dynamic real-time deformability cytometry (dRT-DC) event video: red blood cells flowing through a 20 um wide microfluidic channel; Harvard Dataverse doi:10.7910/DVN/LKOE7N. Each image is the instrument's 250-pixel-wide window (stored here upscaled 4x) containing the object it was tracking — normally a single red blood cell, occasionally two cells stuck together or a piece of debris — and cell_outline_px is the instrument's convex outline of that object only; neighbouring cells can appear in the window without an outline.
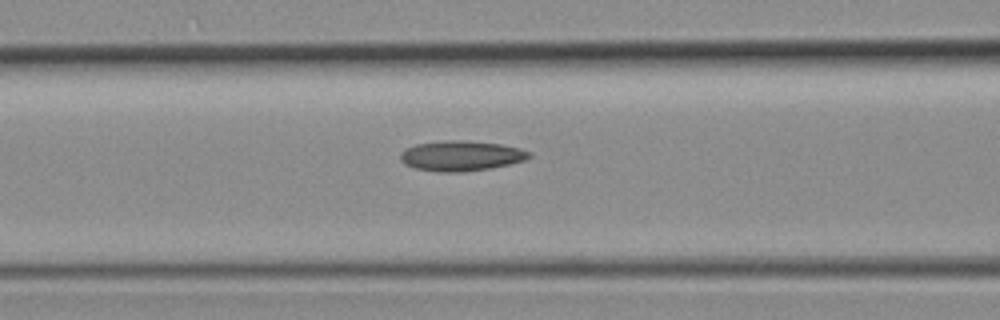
{"species": "common noctule bat (a hibernating species)", "species_latin": "Nyctalus noctula", "temperature_condition": "room temperature", "stored_images_in_passage": 5, "camera_frame_rate_fps": 3000, "um_per_image_px": 0.085, "animal": {"sex": "female", "body_mass_g": 19.3, "forearm_length_mm": 54.1}, "frame": {"image": 1, "passage_image": 5, "time_ms": 1.333, "image_size_px": [1000, 320], "cell_outline_px": [[532, 156], [524, 160], [492, 168], [464, 172], [440, 172], [416, 168], [404, 164], [400, 160], [400, 152], [404, 148], [416, 144], [444, 140], [460, 140], [500, 144], [520, 148], [532, 152]], "centroid_in_image_um": [39.18, 13.24], "position_along_channel_um": 127.4, "area_um2": 22.77}}